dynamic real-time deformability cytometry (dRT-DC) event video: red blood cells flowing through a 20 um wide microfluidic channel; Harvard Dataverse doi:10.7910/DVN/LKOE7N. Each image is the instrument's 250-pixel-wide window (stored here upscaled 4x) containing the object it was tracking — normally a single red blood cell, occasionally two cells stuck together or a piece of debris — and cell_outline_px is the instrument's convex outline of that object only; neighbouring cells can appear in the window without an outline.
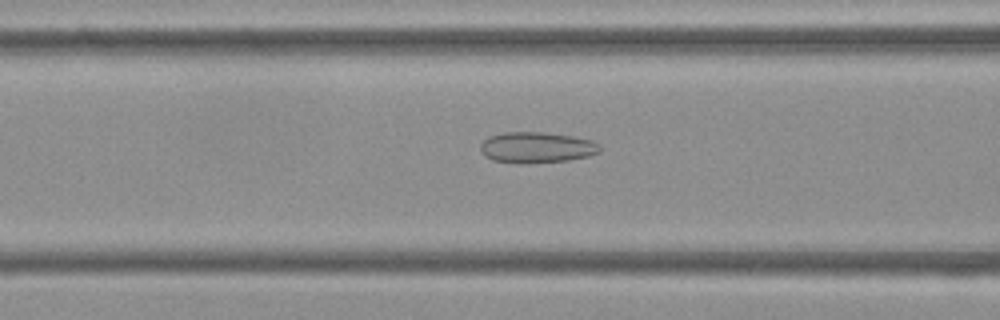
{"species": "Egyptian fruit bat (a non-hibernating species)", "species_latin": "Rousettus aegyptiacus", "temperature_condition": "cold", "stored_images_in_passage": 53, "camera_frame_rate_fps": 3000, "um_per_image_px": 0.085, "frame": {"image": 1, "passage_image": 21, "time_ms": 6.667, "image_size_px": [1000, 320], "cell_outline_px": [[600, 152], [588, 156], [568, 160], [520, 164], [492, 160], [484, 156], [480, 148], [480, 144], [488, 136], [504, 132], [544, 132], [572, 136], [592, 140], [600, 144]], "centroid_in_image_um": [45.6, 12.53], "position_along_channel_um": 121.0, "area_um2": 21.68}}
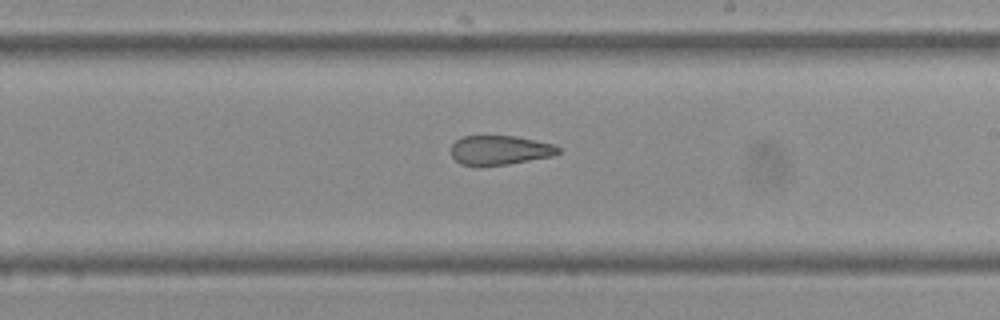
{"frame": {"image": 2, "passage_image": 31, "time_ms": 10.0, "image_size_px": [1000, 320], "cell_outline_px": [[560, 152], [552, 156], [508, 164], [460, 164], [452, 156], [452, 144], [460, 136], [516, 136], [552, 144], [560, 148]], "centroid_in_image_um": [42.49, 12.74], "position_along_channel_um": 246.5, "area_um2": 17.92}}
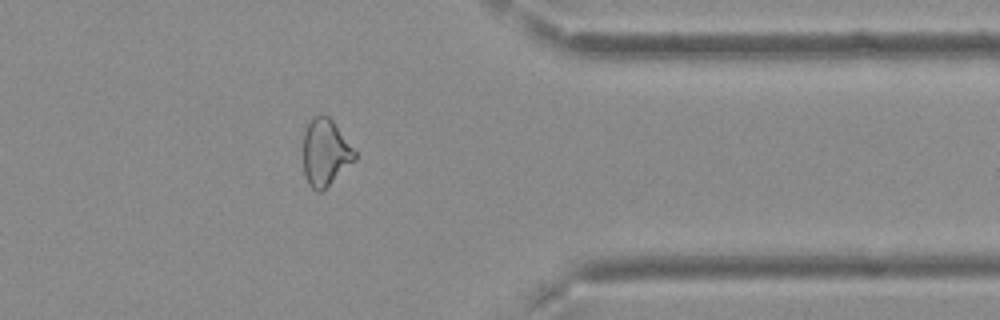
{"frame": {"image": 3, "passage_image": 43, "time_ms": 14.0, "image_size_px": [1000, 320], "cell_outline_px": [[356, 160], [320, 192], [316, 192], [308, 184], [304, 176], [304, 132], [312, 116], [320, 112], [328, 116], [332, 120], [356, 152]], "centroid_in_image_um": [27.64, 12.94], "position_along_channel_um": 383.8, "area_um2": 20.06}, "authors_computed_cell_mechanics": {"area_um2": 22.7732, "velocity_mm_per_s": 3.7587, "shape_relaxation_time_tau1_ms": null, "shape_relaxation_time_tau2_ms": 2.9846, "deformation_change_tau1": null, "deformation_change_tau2": 0.1103}}